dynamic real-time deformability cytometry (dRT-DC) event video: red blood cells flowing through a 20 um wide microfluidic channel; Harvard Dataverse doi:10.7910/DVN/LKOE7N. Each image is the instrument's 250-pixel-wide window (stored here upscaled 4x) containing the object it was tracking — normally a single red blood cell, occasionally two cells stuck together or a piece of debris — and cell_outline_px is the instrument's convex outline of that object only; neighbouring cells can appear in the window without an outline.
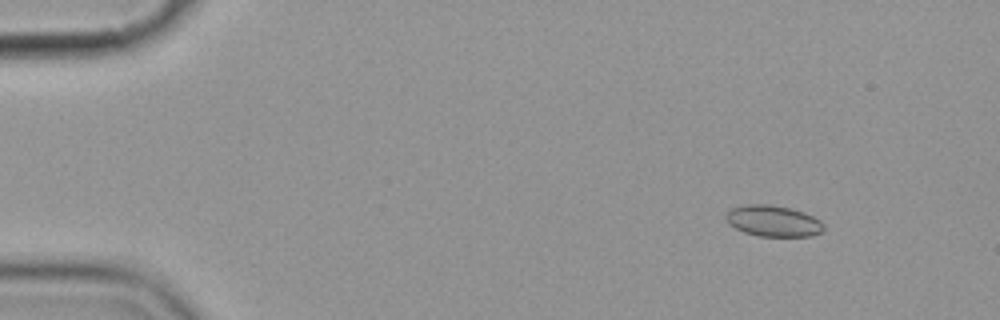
{"species": "common noctule bat (a hibernating species)", "species_latin": "Nyctalus noctula", "temperature_condition": "cold", "stored_images_in_passage": 5, "camera_frame_rate_fps": 3000, "um_per_image_px": 0.085, "animal": {"sex": "female", "body_mass_g": 19.9}, "frame": {"image": 1, "passage_image": 2, "time_ms": 1.0, "image_size_px": [1000, 320], "cell_outline_px": [[824, 228], [820, 232], [812, 236], [760, 236], [744, 232], [728, 224], [724, 216], [732, 208], [744, 204], [772, 204], [804, 212], [820, 220], [824, 224]], "centroid_in_image_um": [65.71, 18.78], "position_along_channel_um": 19.3, "area_um2": 17.74}}